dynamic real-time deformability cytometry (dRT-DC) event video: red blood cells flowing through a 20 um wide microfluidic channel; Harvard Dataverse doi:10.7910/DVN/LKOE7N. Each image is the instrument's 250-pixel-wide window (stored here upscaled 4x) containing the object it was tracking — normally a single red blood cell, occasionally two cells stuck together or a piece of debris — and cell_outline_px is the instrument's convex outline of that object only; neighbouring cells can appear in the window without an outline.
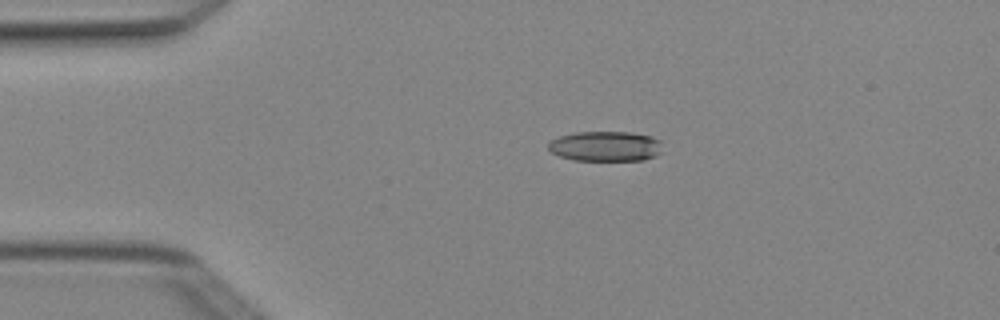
{"species": "Egyptian fruit bat (a non-hibernating species)", "species_latin": "Rousettus aegyptiacus", "temperature_condition": "cold", "stored_images_in_passage": 4, "camera_frame_rate_fps": 3000, "um_per_image_px": 0.085, "animal": {"sex": "female"}, "frame": {"image": 1, "passage_image": 3, "time_ms": 0.667, "image_size_px": [1000, 320], "cell_outline_px": [[660, 152], [656, 156], [644, 160], [576, 160], [560, 156], [552, 152], [548, 148], [548, 144], [552, 140], [560, 136], [576, 132], [632, 132], [652, 136], [660, 140]], "centroid_in_image_um": [51.49, 12.42], "position_along_channel_um": 33.5, "area_um2": 19.94}}